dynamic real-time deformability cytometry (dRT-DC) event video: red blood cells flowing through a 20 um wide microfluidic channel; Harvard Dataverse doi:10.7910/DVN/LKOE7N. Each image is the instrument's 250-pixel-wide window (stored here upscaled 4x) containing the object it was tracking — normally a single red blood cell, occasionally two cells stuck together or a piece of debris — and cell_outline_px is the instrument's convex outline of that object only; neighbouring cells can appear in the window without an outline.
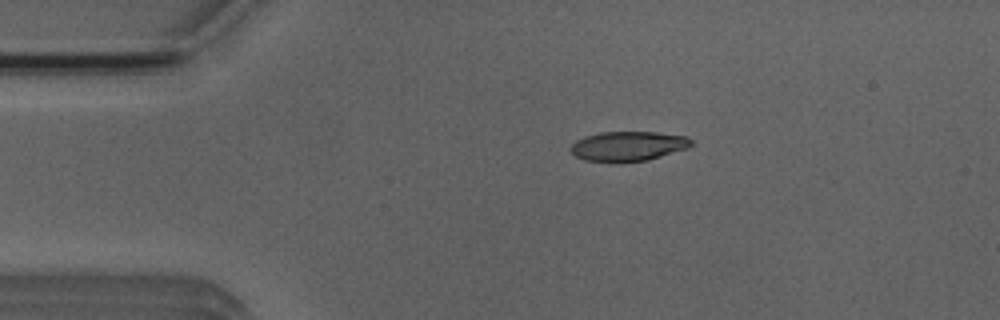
{"species": "Egyptian fruit bat (a non-hibernating species)", "species_latin": "Rousettus aegyptiacus", "temperature_condition": "room temperature", "stored_images_in_passage": 4, "camera_frame_rate_fps": 3000, "um_per_image_px": 0.085, "animal": {"sex": "male"}, "frame": {"image": 1, "passage_image": 3, "time_ms": 3.0, "image_size_px": [1000, 320], "cell_outline_px": [[692, 144], [688, 148], [648, 160], [584, 160], [576, 156], [568, 148], [576, 140], [584, 136], [600, 132], [656, 132], [684, 136], [692, 140]], "centroid_in_image_um": [53.38, 12.39], "position_along_channel_um": 31.6, "area_um2": 20.35}}